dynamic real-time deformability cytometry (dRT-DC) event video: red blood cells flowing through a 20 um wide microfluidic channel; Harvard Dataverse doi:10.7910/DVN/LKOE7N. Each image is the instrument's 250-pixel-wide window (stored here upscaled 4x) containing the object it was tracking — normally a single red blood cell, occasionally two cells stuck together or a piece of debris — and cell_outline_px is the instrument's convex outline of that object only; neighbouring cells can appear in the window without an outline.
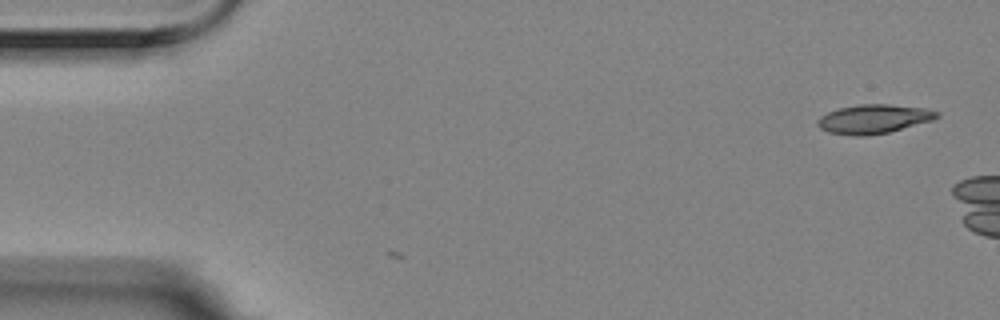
{"species": "Egyptian fruit bat (a non-hibernating species)", "species_latin": "Rousettus aegyptiacus", "temperature_condition": "room temperature", "stored_images_in_passage": 4, "camera_frame_rate_fps": 3000, "um_per_image_px": 0.085, "animal": {"sex": "female"}, "frame": {"image": 1, "passage_image": 1, "time_ms": 0.0, "image_size_px": [1000, 320], "cell_outline_px": [[940, 116], [932, 120], [888, 132], [864, 136], [852, 136], [828, 132], [820, 128], [816, 124], [816, 120], [820, 116], [828, 112], [840, 108], [860, 104], [888, 104], [924, 108], [940, 112]], "centroid_in_image_um": [74.23, 10.11], "position_along_channel_um": 10.8, "area_um2": 20.11}}